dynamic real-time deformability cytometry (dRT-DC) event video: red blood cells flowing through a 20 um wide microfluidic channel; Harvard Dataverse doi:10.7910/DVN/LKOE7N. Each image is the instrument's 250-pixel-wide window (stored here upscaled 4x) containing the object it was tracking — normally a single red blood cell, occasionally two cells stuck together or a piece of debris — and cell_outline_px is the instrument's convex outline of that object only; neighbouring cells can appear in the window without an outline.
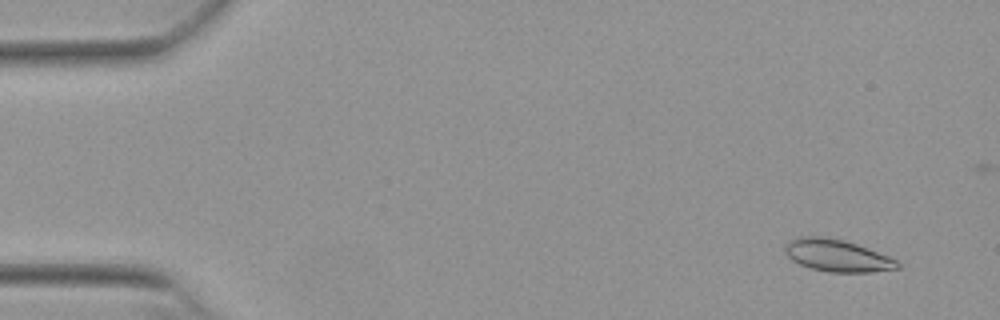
{"species": "Egyptian fruit bat (a non-hibernating species)", "species_latin": "Rousettus aegyptiacus", "temperature_condition": "warm", "stored_images_in_passage": 52, "camera_frame_rate_fps": 3000, "um_per_image_px": 0.085, "animal": {"sex": "female"}, "frame": {"image": 1, "passage_image": 3, "time_ms": 0.667, "image_size_px": [1000, 320], "cell_outline_px": [[900, 268], [868, 272], [828, 272], [812, 268], [800, 264], [792, 260], [784, 252], [784, 244], [788, 240], [796, 236], [824, 236], [844, 240], [868, 248], [888, 256], [896, 260], [900, 264]], "centroid_in_image_um": [71.1, 21.7], "position_along_channel_um": 13.9, "area_um2": 21.15}}
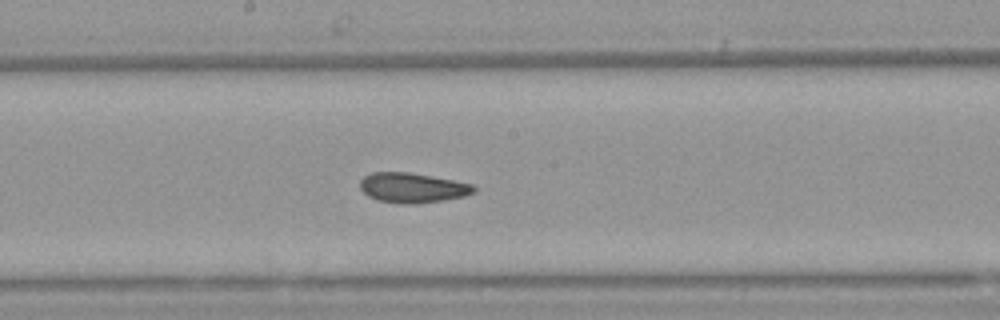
{"frame": {"image": 2, "passage_image": 28, "time_ms": 9.0, "image_size_px": [1000, 320], "cell_outline_px": [[476, 192], [464, 196], [444, 200], [412, 204], [404, 204], [380, 200], [368, 196], [360, 188], [360, 180], [364, 176], [372, 172], [408, 172], [432, 176], [472, 184], [476, 188]], "centroid_in_image_um": [35.06, 15.95], "position_along_channel_um": 213.1, "area_um2": 19.71}}
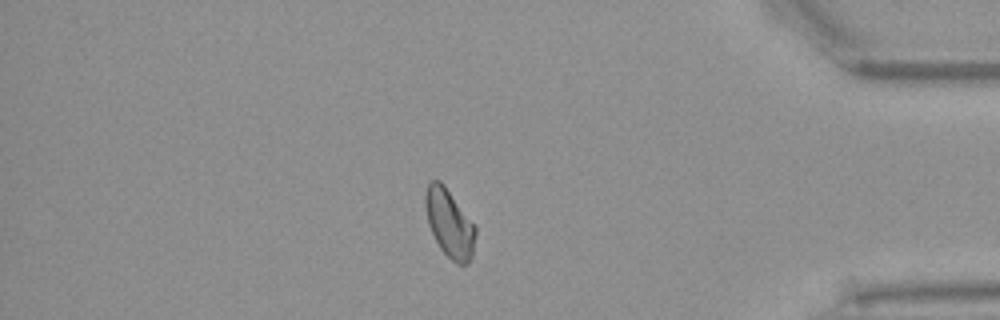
{"frame": {"image": 3, "passage_image": 45, "time_ms": 14.667, "image_size_px": [1000, 320], "cell_outline_px": [[476, 232], [472, 256], [468, 264], [456, 264], [440, 248], [428, 224], [424, 208], [424, 196], [428, 184], [432, 180], [440, 180], [444, 184], [476, 228]], "centroid_in_image_um": [38.18, 18.97], "position_along_channel_um": 397.0, "area_um2": 19.71}, "authors_computed_cell_mechanics": {"area_um2": 19.9699, "velocity_mm_per_s": 3.8455, "shape_relaxation_time_tau1_ms": 9.6525, "shape_relaxation_time_tau2_ms": 2.4108, "deformation_change_tau1": 0.1519, "deformation_change_tau2": 0.0854}}